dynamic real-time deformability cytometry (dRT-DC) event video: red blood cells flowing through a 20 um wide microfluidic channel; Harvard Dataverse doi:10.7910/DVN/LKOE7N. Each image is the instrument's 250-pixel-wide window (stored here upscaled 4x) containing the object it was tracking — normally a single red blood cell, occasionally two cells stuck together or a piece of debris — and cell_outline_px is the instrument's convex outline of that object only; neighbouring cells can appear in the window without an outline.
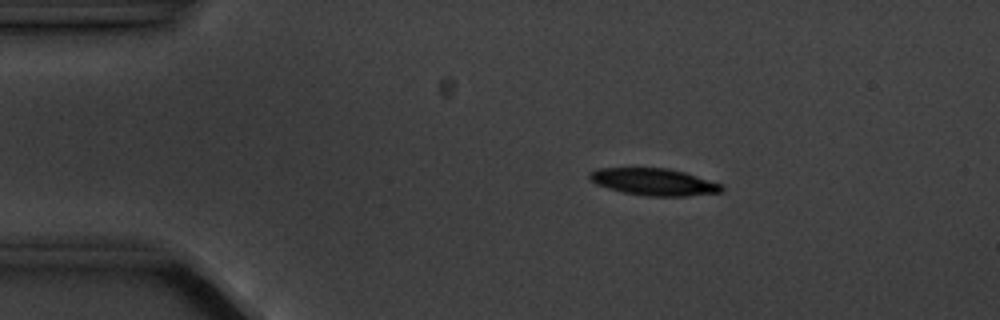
{"species": "common noctule bat (a hibernating species)", "species_latin": "Nyctalus noctula", "temperature_condition": "cold", "stored_images_in_passage": 4, "camera_frame_rate_fps": 3000, "um_per_image_px": 0.085, "animal": {"sex": "male", "body_mass_g": 20.1, "forearm_length_mm": 53.5}, "frame": {"image": 1, "passage_image": 3, "time_ms": 2.333, "image_size_px": [1000, 320], "cell_outline_px": [[724, 188], [720, 192], [688, 196], [648, 196], [624, 192], [608, 188], [596, 184], [588, 176], [596, 168], [668, 168], [684, 172], [724, 184]], "centroid_in_image_um": [55.62, 15.46], "position_along_channel_um": 29.4, "area_um2": 20.69}}